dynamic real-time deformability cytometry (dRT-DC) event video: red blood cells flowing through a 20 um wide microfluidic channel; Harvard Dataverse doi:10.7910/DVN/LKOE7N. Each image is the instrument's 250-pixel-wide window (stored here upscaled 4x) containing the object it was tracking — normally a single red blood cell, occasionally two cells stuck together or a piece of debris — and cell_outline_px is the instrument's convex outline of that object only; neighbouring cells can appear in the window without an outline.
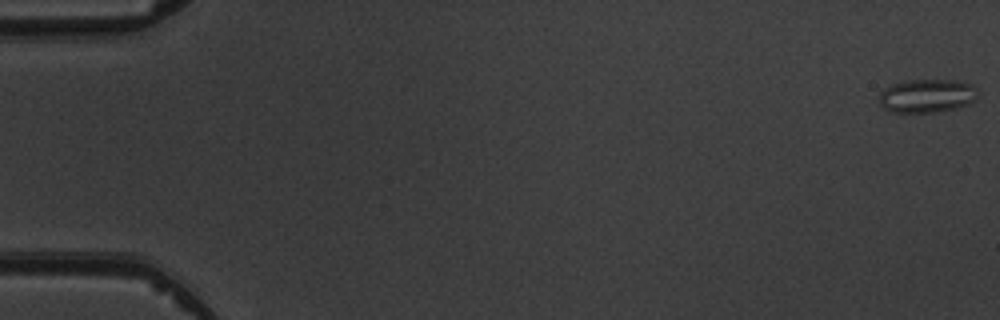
{"species": "common noctule bat (a hibernating species)", "species_latin": "Nyctalus noctula", "temperature_condition": "warm", "stored_images_in_passage": 4, "camera_frame_rate_fps": 3000, "um_per_image_px": 0.085, "animal": {"sex": "male", "body_mass_g": 19.5, "forearm_length_mm": 54.6}, "frame": {"image": 1, "passage_image": 1, "time_ms": 0.0, "image_size_px": [1000, 320], "cell_outline_px": [[980, 92], [968, 104], [956, 108], [936, 112], [888, 112], [880, 104], [880, 92], [884, 88], [892, 84], [912, 80], [952, 80], [972, 84]], "centroid_in_image_um": [78.78, 8.15], "position_along_channel_um": 6.2, "area_um2": 19.19}}